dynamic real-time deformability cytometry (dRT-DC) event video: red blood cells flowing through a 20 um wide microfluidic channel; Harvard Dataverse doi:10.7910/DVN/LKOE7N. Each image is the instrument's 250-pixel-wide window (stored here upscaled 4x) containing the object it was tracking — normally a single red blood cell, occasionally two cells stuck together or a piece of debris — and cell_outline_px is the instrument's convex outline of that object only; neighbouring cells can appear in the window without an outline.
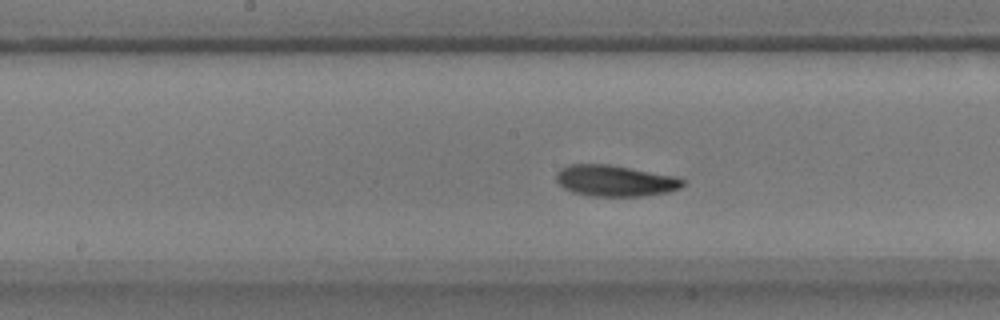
{"species": "common noctule bat (a hibernating species)", "species_latin": "Nyctalus noctula", "temperature_condition": "warm", "stored_images_in_passage": 42, "camera_frame_rate_fps": 3000, "um_per_image_px": 0.085, "animal": {"sex": "male", "body_mass_g": 17.9}, "frame": {"image": 1, "passage_image": 13, "time_ms": 4.0, "image_size_px": [1000, 320], "cell_outline_px": [[684, 184], [680, 188], [668, 192], [644, 196], [592, 196], [572, 192], [564, 188], [556, 180], [556, 172], [560, 168], [568, 164], [608, 164], [676, 176], [684, 180]], "centroid_in_image_um": [52.27, 15.36], "position_along_channel_um": 195.9, "area_um2": 23.06}}
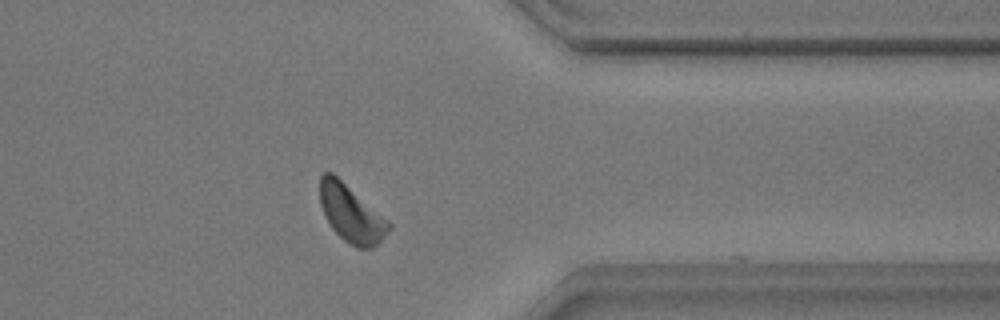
{"frame": {"image": 2, "passage_image": 30, "time_ms": 9.667, "image_size_px": [1000, 320], "cell_outline_px": [[392, 228], [372, 248], [356, 248], [344, 240], [332, 228], [320, 204], [320, 176], [324, 172], [332, 172], [388, 220], [392, 224]], "centroid_in_image_um": [29.85, 18.16], "position_along_channel_um": 381.5, "area_um2": 22.54}}
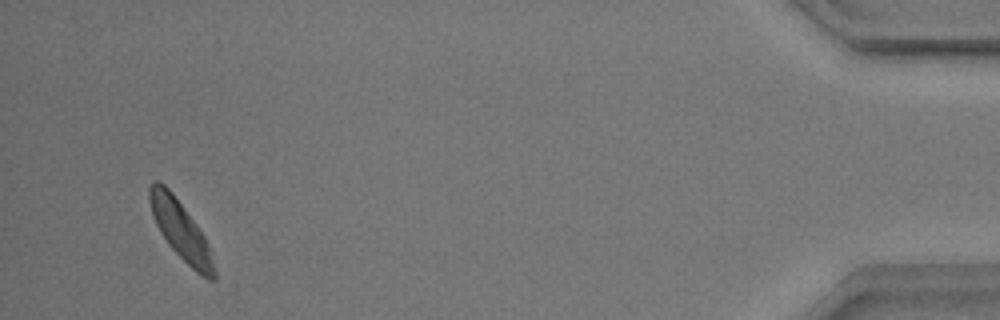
{"frame": {"image": 3, "passage_image": 39, "time_ms": 12.667, "image_size_px": [1000, 320], "cell_outline_px": [[216, 280], [208, 280], [200, 276], [168, 244], [160, 232], [152, 216], [148, 200], [148, 188], [152, 180], [156, 180], [164, 184], [172, 192], [196, 224], [204, 236], [208, 244], [216, 272]], "centroid_in_image_um": [15.33, 19.56], "position_along_channel_um": 419.9, "area_um2": 21.96}, "authors_computed_cell_mechanics": {"area_um2": 22.3397, "velocity_mm_per_s": 3.4696, "shape_relaxation_time_tau1_ms": 2.0363, "shape_relaxation_time_tau2_ms": null, "deformation_change_tau1": 0.079, "deformation_change_tau2": null}}